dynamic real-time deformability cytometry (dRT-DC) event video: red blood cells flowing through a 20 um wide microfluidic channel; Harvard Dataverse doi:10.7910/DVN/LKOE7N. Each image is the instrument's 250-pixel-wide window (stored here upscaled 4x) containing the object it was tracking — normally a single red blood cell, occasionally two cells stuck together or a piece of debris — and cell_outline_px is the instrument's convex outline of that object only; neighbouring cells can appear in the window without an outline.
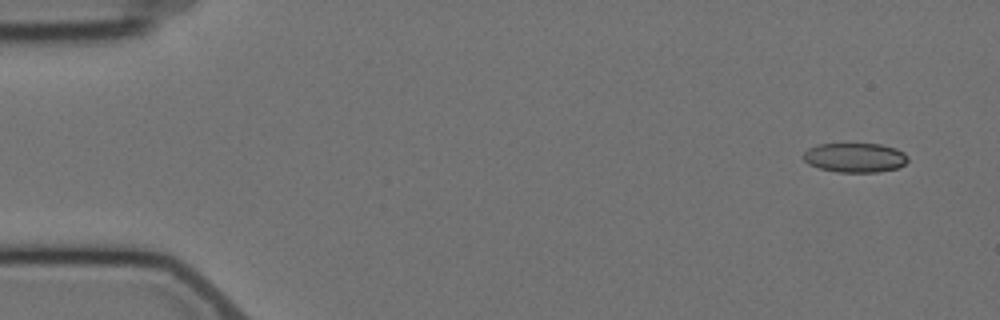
{"species": "Egyptian fruit bat (a non-hibernating species)", "species_latin": "Rousettus aegyptiacus", "temperature_condition": "cold", "stored_images_in_passage": 11, "camera_frame_rate_fps": 3000, "um_per_image_px": 0.085, "animal": {"sex": "female"}, "frame": {"image": 1, "passage_image": 1, "time_ms": 0.0, "image_size_px": [1000, 320], "cell_outline_px": [[908, 160], [904, 164], [896, 168], [876, 172], [836, 172], [820, 168], [808, 164], [804, 160], [804, 152], [808, 148], [816, 144], [880, 144], [896, 148], [904, 152], [908, 156]], "centroid_in_image_um": [72.67, 13.39], "position_along_channel_um": 12.3, "area_um2": 17.92}}
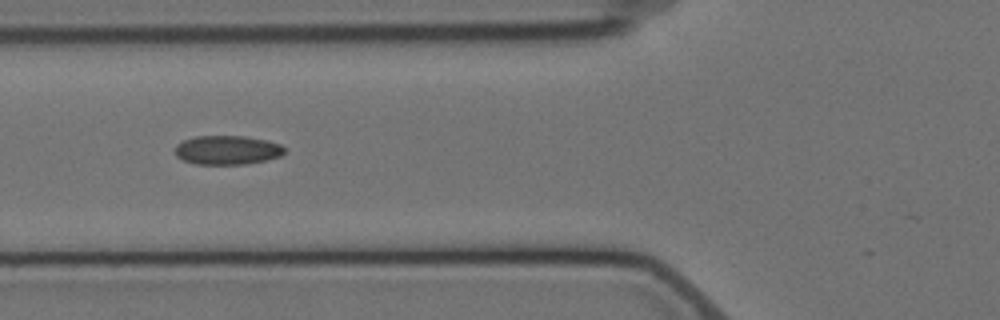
{"frame": {"image": 2, "passage_image": 5, "time_ms": 6.0, "image_size_px": [1000, 320], "cell_outline_px": [[284, 152], [280, 156], [264, 160], [244, 164], [196, 164], [184, 160], [176, 156], [176, 144], [184, 140], [196, 136], [244, 136], [268, 140], [280, 144], [284, 148]], "centroid_in_image_um": [19.31, 12.74], "position_along_channel_um": 106.5, "area_um2": 18.38}}
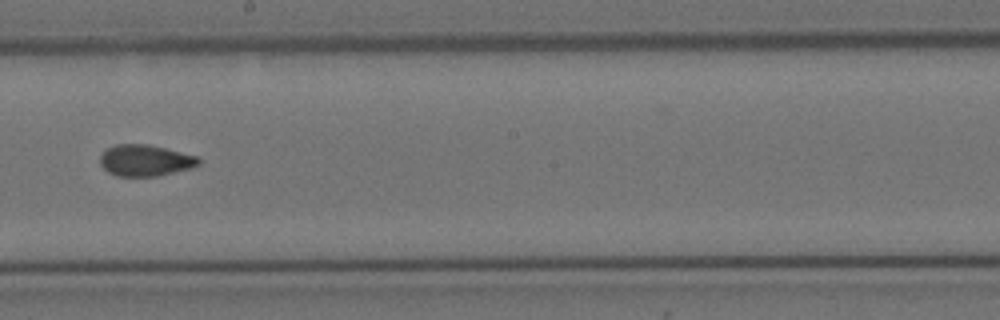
{"frame": {"image": 3, "passage_image": 8, "time_ms": 9.667, "image_size_px": [1000, 320], "cell_outline_px": [[200, 164], [192, 168], [156, 176], [116, 176], [108, 172], [100, 164], [100, 156], [108, 148], [116, 144], [148, 144], [200, 156]], "centroid_in_image_um": [12.38, 13.63], "position_along_channel_um": 235.8, "area_um2": 18.09}}